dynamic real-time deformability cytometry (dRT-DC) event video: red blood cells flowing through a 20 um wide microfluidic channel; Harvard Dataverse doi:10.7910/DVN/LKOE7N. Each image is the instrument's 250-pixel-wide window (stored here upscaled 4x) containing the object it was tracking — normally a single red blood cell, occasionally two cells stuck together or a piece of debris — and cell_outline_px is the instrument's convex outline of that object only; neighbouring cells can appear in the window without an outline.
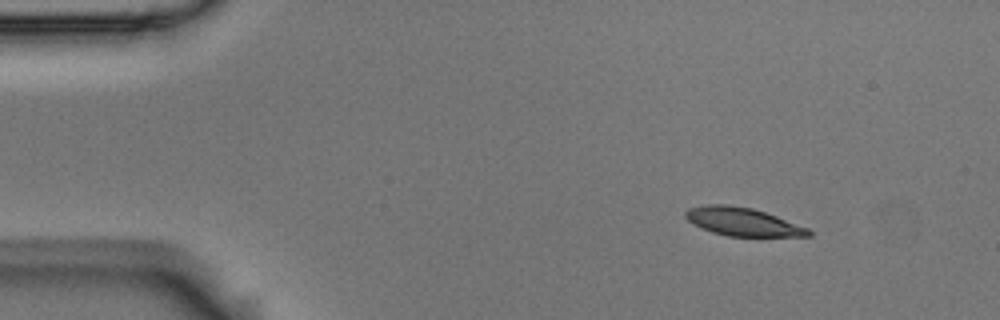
{"species": "Egyptian fruit bat (a non-hibernating species)", "species_latin": "Rousettus aegyptiacus", "temperature_condition": "room temperature", "stored_images_in_passage": 9, "camera_frame_rate_fps": 3000, "um_per_image_px": 0.085, "animal": {"sex": "male"}, "frame": {"image": 1, "passage_image": 1, "time_ms": 0.0, "image_size_px": [1000, 320], "cell_outline_px": [[812, 236], [728, 236], [712, 232], [700, 228], [692, 224], [684, 216], [684, 212], [688, 208], [708, 204], [728, 204], [752, 208], [776, 216], [808, 228], [812, 232]], "centroid_in_image_um": [63.08, 18.84], "position_along_channel_um": 21.9, "area_um2": 20.23}}
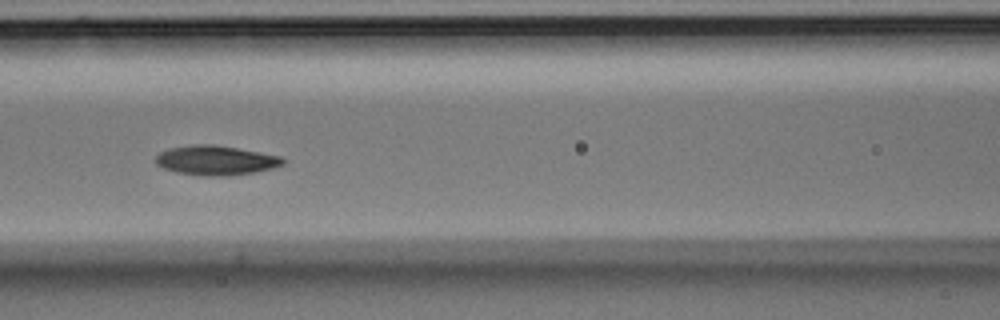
{"frame": {"image": 2, "passage_image": 6, "time_ms": 1.667, "image_size_px": [1000, 320], "cell_outline_px": [[288, 160], [284, 164], [272, 168], [256, 172], [228, 176], [204, 176], [176, 172], [164, 168], [156, 164], [156, 156], [160, 152], [168, 148], [192, 144], [212, 144], [260, 152], [280, 156]], "centroid_in_image_um": [18.36, 13.63], "position_along_channel_um": 148.2, "area_um2": 22.02}}
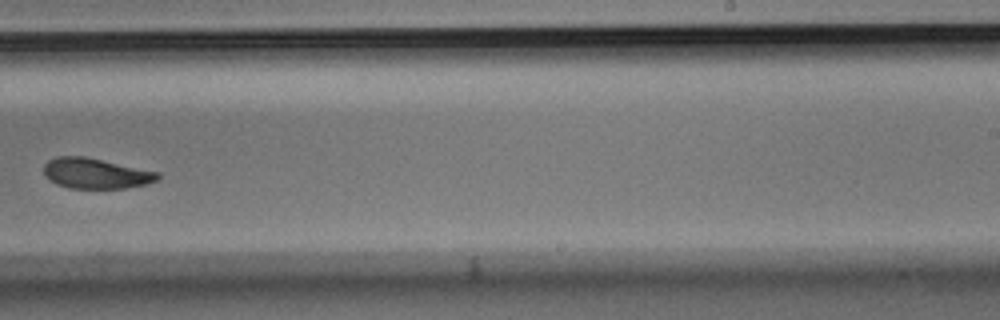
{"frame": {"image": 3, "passage_image": 9, "time_ms": 2.667, "image_size_px": [1000, 320], "cell_outline_px": [[160, 176], [156, 180], [148, 184], [124, 188], [68, 188], [56, 184], [48, 180], [44, 176], [44, 164], [48, 160], [56, 156], [84, 156], [160, 172]], "centroid_in_image_um": [8.11, 14.74], "position_along_channel_um": 280.9, "area_um2": 20.35}}